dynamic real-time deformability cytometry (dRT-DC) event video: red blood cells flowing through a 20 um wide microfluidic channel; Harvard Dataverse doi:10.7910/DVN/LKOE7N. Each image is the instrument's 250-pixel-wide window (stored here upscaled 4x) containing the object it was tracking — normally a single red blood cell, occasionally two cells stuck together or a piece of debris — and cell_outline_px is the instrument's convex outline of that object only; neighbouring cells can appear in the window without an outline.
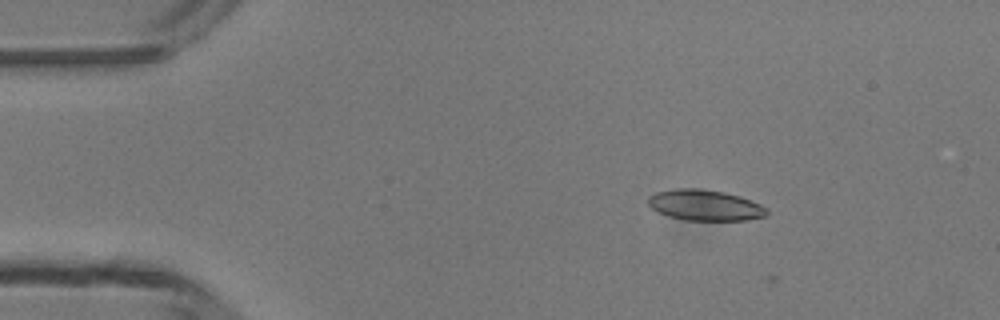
{"species": "common noctule bat (a hibernating species)", "species_latin": "Nyctalus noctula", "temperature_condition": "room temperature", "stored_images_in_passage": 5, "camera_frame_rate_fps": 3000, "um_per_image_px": 0.085, "animal": {"sex": "male", "body_mass_g": 13.3}, "frame": {"image": 1, "passage_image": 4, "time_ms": 1.0, "image_size_px": [1000, 320], "cell_outline_px": [[768, 212], [764, 216], [748, 220], [684, 220], [668, 216], [656, 212], [648, 204], [648, 196], [656, 192], [676, 188], [696, 188], [724, 192], [740, 196], [760, 204], [768, 208]], "centroid_in_image_um": [59.9, 17.44], "position_along_channel_um": 25.1, "area_um2": 21.39}}